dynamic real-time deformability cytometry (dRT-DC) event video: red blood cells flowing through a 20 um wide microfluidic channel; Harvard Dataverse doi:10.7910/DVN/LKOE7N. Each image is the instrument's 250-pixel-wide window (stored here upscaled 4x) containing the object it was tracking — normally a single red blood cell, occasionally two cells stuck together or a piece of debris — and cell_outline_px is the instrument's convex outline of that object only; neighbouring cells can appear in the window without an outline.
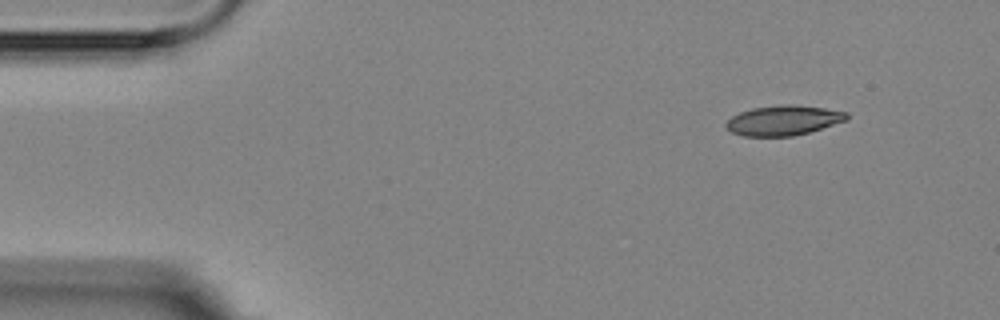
{"species": "Egyptian fruit bat (a non-hibernating species)", "species_latin": "Rousettus aegyptiacus", "temperature_condition": "room temperature", "stored_images_in_passage": 4, "camera_frame_rate_fps": 3000, "um_per_image_px": 0.085, "animal": {"sex": "female"}, "frame": {"image": 1, "passage_image": 1, "time_ms": 0.0, "image_size_px": [1000, 320], "cell_outline_px": [[848, 120], [808, 132], [792, 136], [744, 136], [732, 132], [724, 124], [732, 116], [740, 112], [752, 108], [780, 104], [792, 104], [824, 108], [848, 112]], "centroid_in_image_um": [66.6, 10.22], "position_along_channel_um": 18.4, "area_um2": 20.98}}